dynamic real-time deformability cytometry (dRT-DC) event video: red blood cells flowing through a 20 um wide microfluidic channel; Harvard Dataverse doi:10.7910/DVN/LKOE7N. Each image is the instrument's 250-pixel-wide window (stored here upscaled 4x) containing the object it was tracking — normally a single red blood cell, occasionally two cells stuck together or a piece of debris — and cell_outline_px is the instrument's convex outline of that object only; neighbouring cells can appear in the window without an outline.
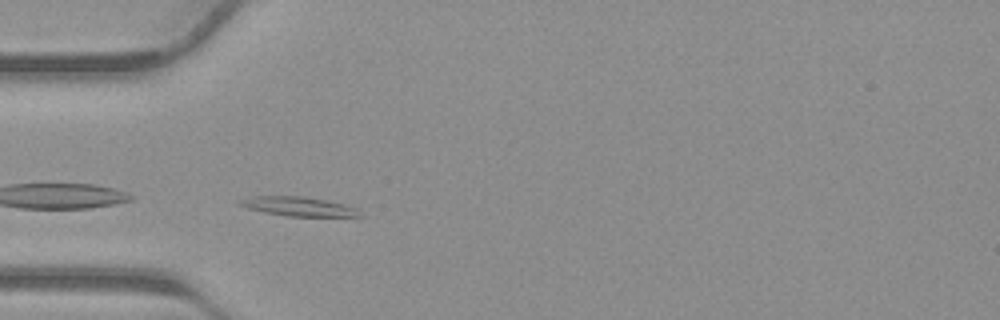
{"species": "common noctule bat (a hibernating species)", "species_latin": "Nyctalus noctula", "temperature_condition": "warm", "stored_images_in_passage": 37, "camera_frame_rate_fps": 3000, "um_per_image_px": 0.085, "animal": {"sex": "male", "body_mass_g": 23.1, "forearm_length_mm": 52.7}, "frame": {"image": 1, "passage_image": 9, "time_ms": 2.667, "image_size_px": [1000, 320], "cell_outline_px": [[352, 216], [292, 216], [268, 212], [252, 208], [244, 204], [264, 196], [288, 196], [320, 200], [336, 204], [348, 208]], "centroid_in_image_um": [25.34, 17.57], "position_along_channel_um": 59.7, "area_um2": 10.92}}
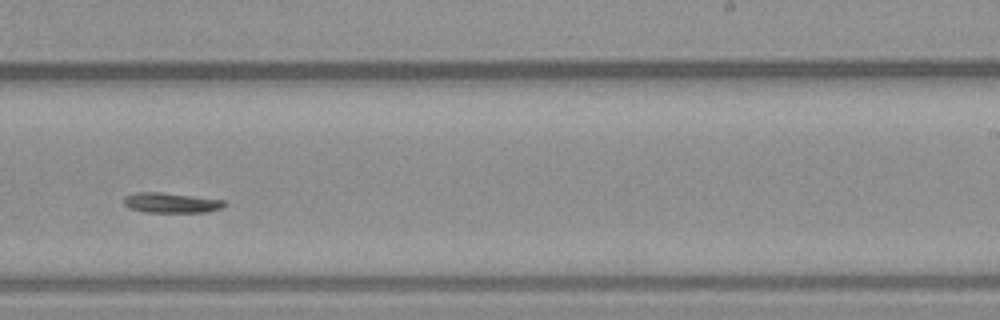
{"frame": {"image": 2, "passage_image": 22, "time_ms": 7.0, "image_size_px": [1000, 320], "cell_outline_px": [[224, 204], [220, 208], [200, 212], [152, 212], [132, 208], [124, 204], [124, 196], [140, 192], [156, 192], [224, 200]], "centroid_in_image_um": [14.51, 17.23], "position_along_channel_um": 274.5, "area_um2": 11.16}}
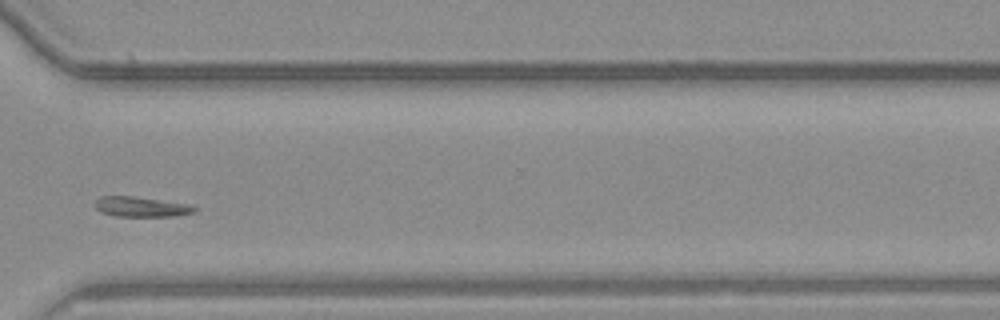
{"frame": {"image": 3, "passage_image": 27, "time_ms": 8.667, "image_size_px": [1000, 320], "cell_outline_px": [[196, 208], [192, 212], [168, 216], [120, 216], [104, 212], [96, 208], [96, 200], [104, 196], [132, 196], [180, 204]], "centroid_in_image_um": [11.89, 17.58], "position_along_channel_um": 358.7, "area_um2": 10.69}}